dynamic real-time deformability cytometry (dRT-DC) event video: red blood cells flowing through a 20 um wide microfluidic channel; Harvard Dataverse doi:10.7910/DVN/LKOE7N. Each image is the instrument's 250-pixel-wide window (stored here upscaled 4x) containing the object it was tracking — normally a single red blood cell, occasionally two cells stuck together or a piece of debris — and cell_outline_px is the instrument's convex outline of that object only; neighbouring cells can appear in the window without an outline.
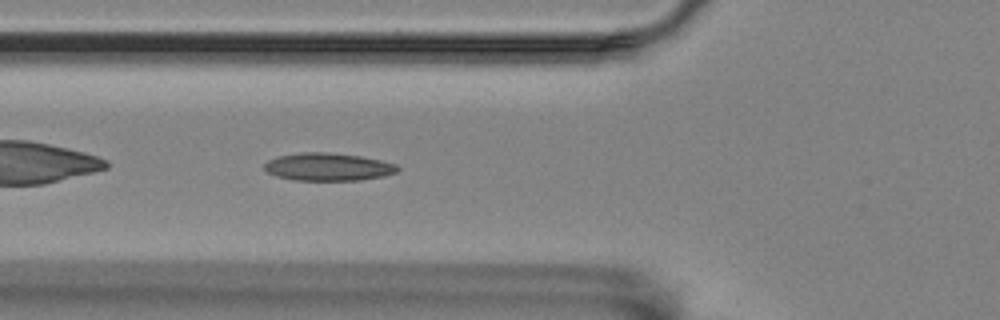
{"species": "Egyptian fruit bat (a non-hibernating species)", "species_latin": "Rousettus aegyptiacus", "temperature_condition": "room temperature", "stored_images_in_passage": 41, "camera_frame_rate_fps": 3000, "um_per_image_px": 0.085, "animal": {"sex": "female"}, "frame": {"image": 1, "passage_image": 5, "time_ms": 1.333, "image_size_px": [1000, 320], "cell_outline_px": [[400, 168], [396, 172], [384, 176], [360, 180], [296, 180], [276, 176], [268, 172], [264, 168], [264, 164], [268, 160], [280, 156], [300, 152], [328, 152], [360, 156], [380, 160], [396, 164]], "centroid_in_image_um": [27.9, 14.18], "position_along_channel_um": 97.9, "area_um2": 21.44}}
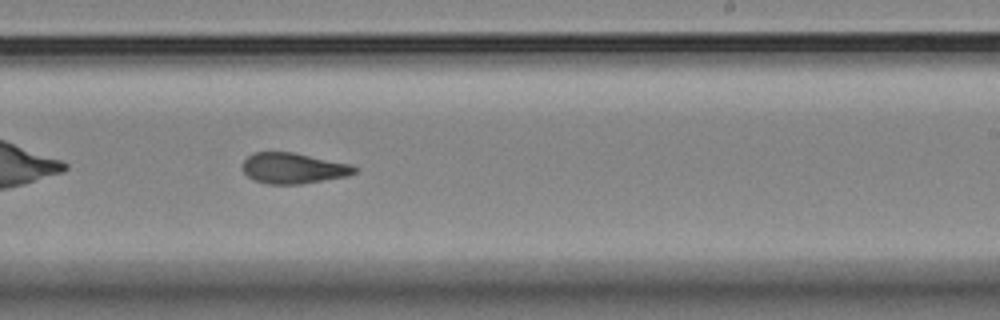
{"frame": {"image": 2, "passage_image": 19, "time_ms": 6.0, "image_size_px": [1000, 320], "cell_outline_px": [[356, 172], [348, 176], [300, 184], [268, 184], [256, 180], [248, 176], [244, 172], [244, 160], [248, 156], [256, 152], [292, 152], [352, 164], [356, 168]], "centroid_in_image_um": [24.96, 14.3], "position_along_channel_um": 264.0, "area_um2": 19.83}}
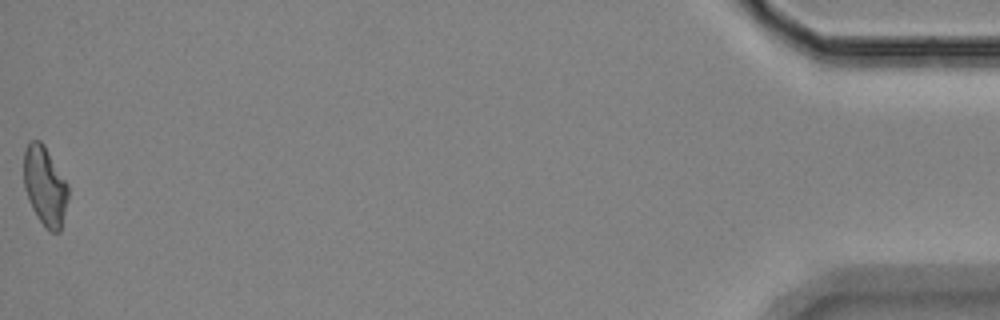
{"frame": {"image": 3, "passage_image": 41, "time_ms": 13.333, "image_size_px": [1000, 320], "cell_outline_px": [[68, 200], [60, 232], [48, 232], [36, 216], [28, 200], [24, 188], [24, 152], [28, 144], [32, 140], [40, 140], [44, 144], [68, 184]], "centroid_in_image_um": [3.82, 15.84], "position_along_channel_um": 431.4, "area_um2": 20.63}, "authors_computed_cell_mechanics": {"area_um2": 20.23, "velocity_mm_per_s": 3.55, "shape_relaxation_time_tau1_ms": null, "shape_relaxation_time_tau2_ms": 2.5376, "deformation_change_tau1": null, "deformation_change_tau2": 0.1036}}